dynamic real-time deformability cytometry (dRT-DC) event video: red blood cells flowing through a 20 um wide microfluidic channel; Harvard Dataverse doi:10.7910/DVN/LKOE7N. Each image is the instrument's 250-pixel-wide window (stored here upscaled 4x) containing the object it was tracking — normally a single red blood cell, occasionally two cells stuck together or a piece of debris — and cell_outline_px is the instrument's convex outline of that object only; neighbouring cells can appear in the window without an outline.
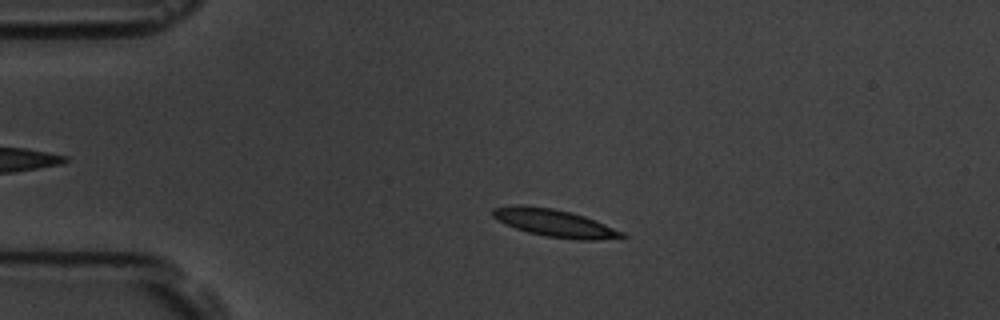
{"species": "common noctule bat (a hibernating species)", "species_latin": "Nyctalus noctula", "temperature_condition": "room temperature", "stored_images_in_passage": 56, "camera_frame_rate_fps": 3000, "um_per_image_px": 0.085, "animal": {"sex": "male", "body_mass_g": 19.5, "forearm_length_mm": 54.6}, "frame": {"image": 1, "passage_image": 11, "time_ms": 3.333, "image_size_px": [1000, 320], "cell_outline_px": [[628, 236], [620, 240], [576, 240], [544, 236], [528, 232], [504, 224], [492, 216], [492, 208], [516, 204], [524, 204], [552, 208], [584, 216], [624, 232]], "centroid_in_image_um": [47.18, 18.97], "position_along_channel_um": 37.8, "area_um2": 21.04}}
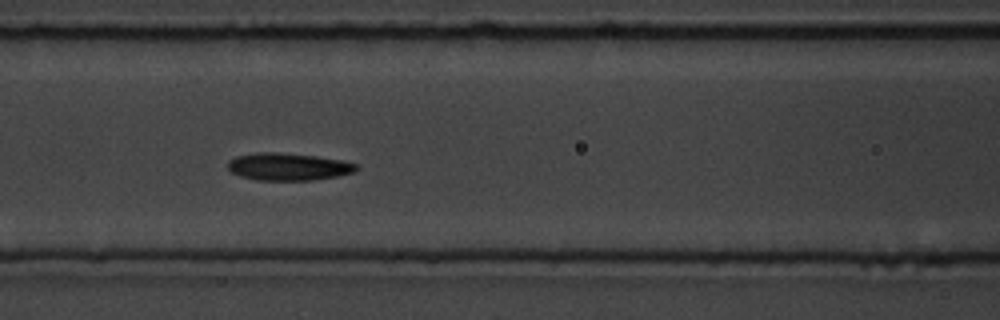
{"frame": {"image": 2, "passage_image": 23, "time_ms": 7.333, "image_size_px": [1000, 320], "cell_outline_px": [[356, 172], [336, 176], [312, 180], [256, 180], [240, 176], [232, 172], [228, 168], [228, 160], [236, 156], [256, 152], [276, 152], [316, 156], [340, 160], [356, 164]], "centroid_in_image_um": [24.46, 14.17], "position_along_channel_um": 142.1, "area_um2": 20.4}}
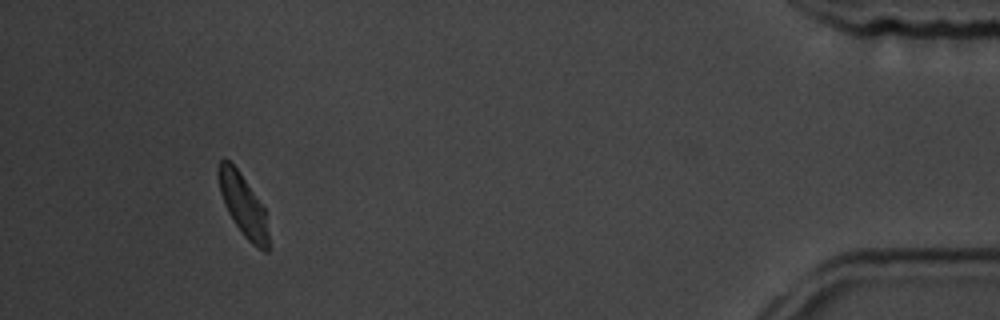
{"frame": {"image": 3, "passage_image": 52, "time_ms": 17.0, "image_size_px": [1000, 320], "cell_outline_px": [[268, 252], [264, 252], [252, 244], [244, 236], [228, 212], [224, 204], [220, 192], [216, 172], [216, 168], [220, 160], [224, 156], [240, 172], [264, 208], [268, 232]], "centroid_in_image_um": [20.63, 17.39], "position_along_channel_um": 414.6, "area_um2": 17.98}, "authors_computed_cell_mechanics": {"area_um2": 19.6231, "velocity_mm_per_s": 3.5072, "shape_relaxation_time_tau1_ms": 2.7476, "shape_relaxation_time_tau2_ms": 4.5662, "deformation_change_tau1": 0.0959, "deformation_change_tau2": 0.1042}}